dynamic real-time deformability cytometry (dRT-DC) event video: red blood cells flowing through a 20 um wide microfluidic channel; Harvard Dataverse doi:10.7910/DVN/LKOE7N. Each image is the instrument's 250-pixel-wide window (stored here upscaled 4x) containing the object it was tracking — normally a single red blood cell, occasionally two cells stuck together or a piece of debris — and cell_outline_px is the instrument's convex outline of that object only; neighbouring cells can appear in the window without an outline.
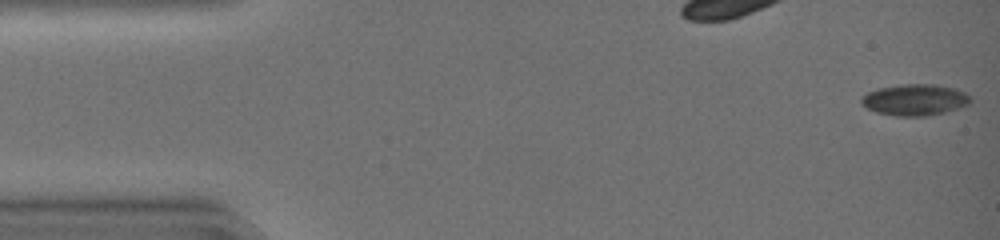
{"species": "common noctule bat (a hibernating species)", "species_latin": "Nyctalus noctula", "temperature_condition": "warm", "stored_images_in_passage": 28, "camera_frame_rate_fps": 3000, "um_per_image_px": 0.085, "animal": {"sex": "female", "body_mass_g": 19.0, "forearm_length_mm": 51.5}, "frame": {"image": 1, "passage_image": 1, "time_ms": 0.0, "image_size_px": [1000, 240], "cell_outline_px": [[972, 100], [968, 104], [944, 112], [924, 116], [896, 116], [876, 112], [860, 104], [860, 96], [876, 88], [900, 84], [936, 84], [956, 88], [964, 92]], "centroid_in_image_um": [77.71, 8.47], "position_along_channel_um": 7.3, "area_um2": 20.0}}
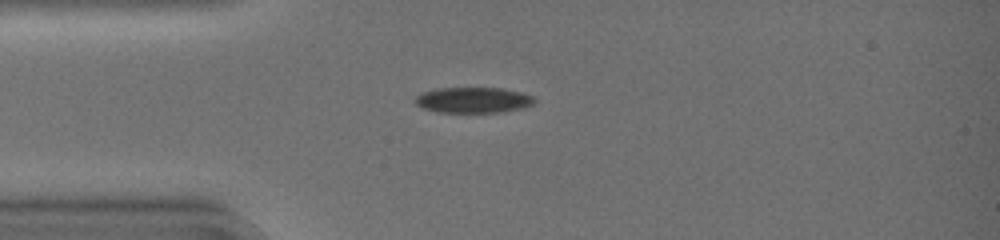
{"frame": {"image": 2, "passage_image": 12, "time_ms": 3.667, "image_size_px": [1000, 240], "cell_outline_px": [[536, 100], [532, 104], [524, 108], [504, 112], [436, 112], [424, 108], [416, 104], [412, 100], [420, 92], [436, 88], [504, 88], [524, 92], [536, 96]], "centroid_in_image_um": [40.25, 8.49], "position_along_channel_um": 44.7, "area_um2": 18.26}}
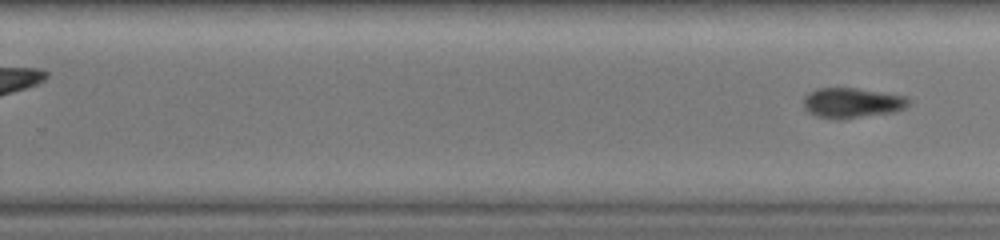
{"frame": {"image": 3, "passage_image": 28, "time_ms": 9.0, "image_size_px": [1000, 240], "cell_outline_px": [[912, 100], [904, 108], [896, 112], [840, 120], [816, 116], [808, 112], [804, 108], [804, 96], [808, 92], [816, 88], [856, 88], [908, 96]], "centroid_in_image_um": [72.44, 8.75], "position_along_channel_um": 257.4, "area_um2": 18.79}}